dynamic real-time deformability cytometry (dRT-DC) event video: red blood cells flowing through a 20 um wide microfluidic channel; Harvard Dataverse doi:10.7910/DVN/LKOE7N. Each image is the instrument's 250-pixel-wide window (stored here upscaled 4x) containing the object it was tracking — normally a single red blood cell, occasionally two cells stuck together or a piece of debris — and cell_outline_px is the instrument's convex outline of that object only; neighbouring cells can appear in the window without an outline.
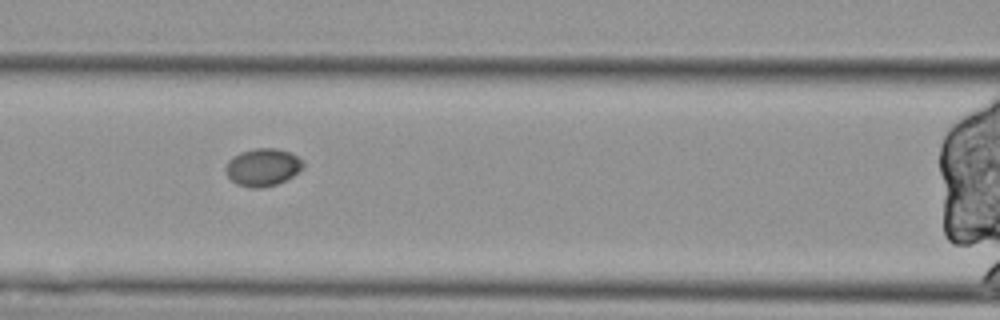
{"species": "Egyptian fruit bat (a non-hibernating species)", "species_latin": "Rousettus aegyptiacus", "temperature_condition": "cold", "stored_images_in_passage": 43, "segment_of_instrument_passage": [3, 3], "camera_frame_rate_fps": 3000, "um_per_image_px": 0.085, "animal": {"sex": "female"}, "frame": {"image": 1, "passage_image": 10, "time_ms": 3.0, "image_size_px": [1000, 320], "cell_outline_px": [[304, 168], [292, 176], [276, 184], [260, 188], [252, 188], [236, 184], [228, 176], [224, 168], [228, 160], [232, 156], [240, 152], [256, 148], [276, 148], [288, 152], [304, 160]], "centroid_in_image_um": [22.32, 14.21], "position_along_channel_um": 144.3, "area_um2": 16.99}}
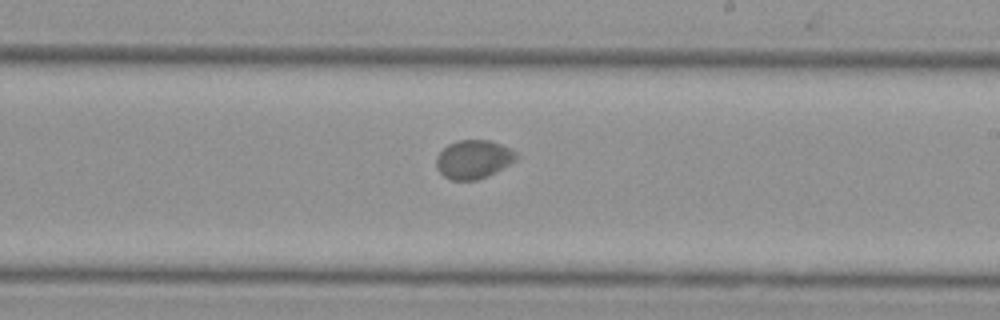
{"frame": {"image": 2, "passage_image": 19, "time_ms": 6.0, "image_size_px": [1000, 320], "cell_outline_px": [[520, 156], [516, 160], [488, 176], [476, 180], [452, 180], [444, 176], [436, 168], [436, 156], [448, 144], [456, 140], [488, 140], [500, 144], [516, 152]], "centroid_in_image_um": [40.23, 13.54], "position_along_channel_um": 248.8, "area_um2": 17.98}}
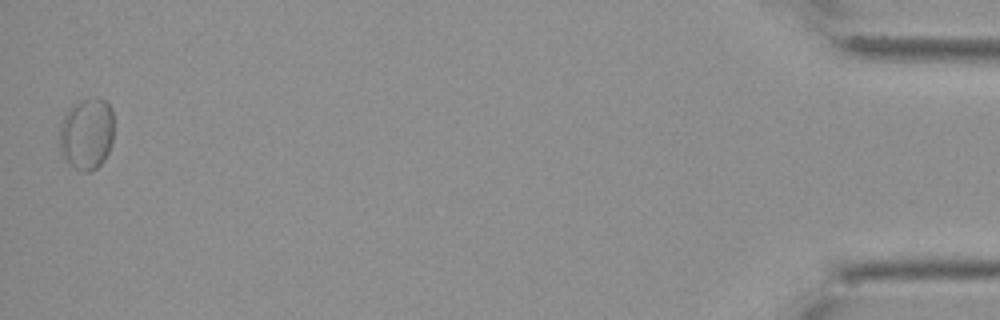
{"frame": {"image": 3, "passage_image": 42, "time_ms": 13.667, "image_size_px": [1000, 320], "cell_outline_px": [[112, 144], [104, 160], [92, 172], [84, 172], [76, 168], [64, 160], [60, 152], [60, 124], [64, 116], [72, 104], [80, 100], [92, 96], [100, 96], [112, 108]], "centroid_in_image_um": [7.36, 11.35], "position_along_channel_um": 427.8, "area_um2": 23.06}}